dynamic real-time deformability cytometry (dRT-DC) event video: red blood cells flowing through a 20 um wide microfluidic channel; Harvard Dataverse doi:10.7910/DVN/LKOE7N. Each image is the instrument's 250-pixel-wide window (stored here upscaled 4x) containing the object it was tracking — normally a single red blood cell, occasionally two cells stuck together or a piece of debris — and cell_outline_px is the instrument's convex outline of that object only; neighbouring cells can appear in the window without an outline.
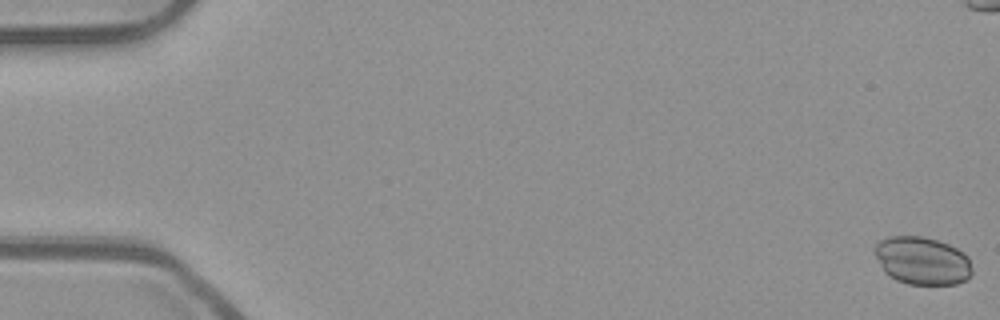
{"species": "common noctule bat (a hibernating species)", "species_latin": "Nyctalus noctula", "temperature_condition": "room temperature", "stored_images_in_passage": 11, "camera_frame_rate_fps": 3000, "um_per_image_px": 0.085, "animal": {"sex": "male", "body_mass_g": 23.1, "forearm_length_mm": 52.7}, "frame": {"image": 1, "passage_image": 1, "time_ms": 0.0, "image_size_px": [1000, 320], "cell_outline_px": [[972, 272], [964, 280], [956, 284], [908, 284], [896, 280], [888, 276], [884, 272], [876, 256], [876, 244], [880, 240], [888, 236], [924, 236], [948, 244], [964, 252], [968, 256], [972, 268]], "centroid_in_image_um": [78.39, 22.16], "position_along_channel_um": 6.6, "area_um2": 27.11}}